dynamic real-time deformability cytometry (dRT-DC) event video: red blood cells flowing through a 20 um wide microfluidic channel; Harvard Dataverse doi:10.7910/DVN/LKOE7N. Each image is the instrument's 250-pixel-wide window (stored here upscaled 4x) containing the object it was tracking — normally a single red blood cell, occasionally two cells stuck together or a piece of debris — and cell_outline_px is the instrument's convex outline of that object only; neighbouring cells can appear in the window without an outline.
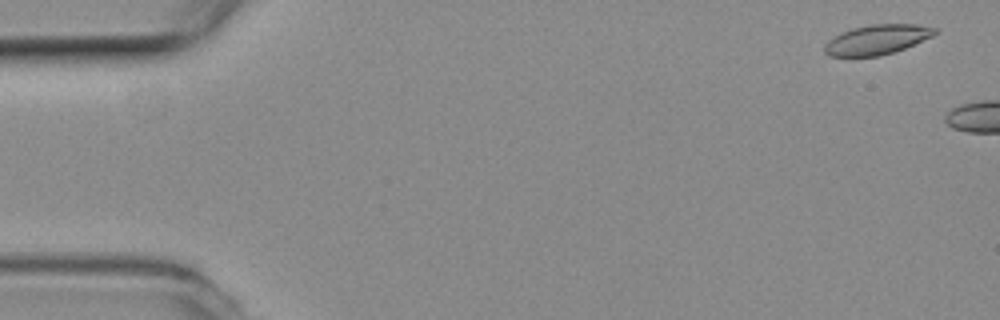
{"species": "common noctule bat (a hibernating species)", "species_latin": "Nyctalus noctula", "temperature_condition": "room temperature", "stored_images_in_passage": 6, "camera_frame_rate_fps": 3000, "um_per_image_px": 0.085, "animal": {"sex": "female", "body_mass_g": 19.3, "forearm_length_mm": 54.1}, "frame": {"image": 1, "passage_image": 3, "time_ms": 0.667, "image_size_px": [1000, 320], "cell_outline_px": [[936, 32], [932, 36], [904, 48], [880, 56], [828, 56], [824, 52], [824, 44], [828, 40], [852, 28], [872, 24], [916, 24], [936, 28]], "centroid_in_image_um": [74.52, 3.37], "position_along_channel_um": 10.5, "area_um2": 18.84}}